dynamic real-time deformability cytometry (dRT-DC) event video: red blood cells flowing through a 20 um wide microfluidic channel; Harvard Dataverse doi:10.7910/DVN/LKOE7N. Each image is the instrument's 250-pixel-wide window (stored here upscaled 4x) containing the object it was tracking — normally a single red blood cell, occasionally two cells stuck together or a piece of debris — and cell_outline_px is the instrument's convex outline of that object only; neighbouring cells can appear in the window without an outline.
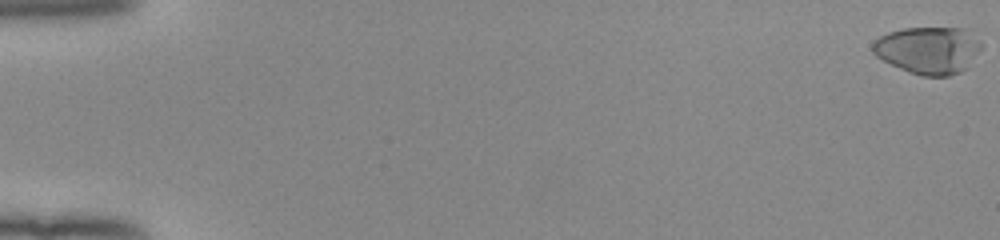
{"species": "human", "species_latin": "Homo sapiens", "temperature_condition": "room temperature", "stored_images_in_passage": 54, "camera_frame_rate_fps": 3000, "um_per_image_px": 0.085, "donor": {"sex": "female"}, "frame": {"image": 1, "passage_image": 1, "time_ms": 0.0, "image_size_px": [1000, 240], "cell_outline_px": [[984, 48], [968, 68], [960, 72], [948, 76], [920, 76], [908, 72], [876, 56], [872, 52], [872, 44], [880, 36], [888, 32], [904, 28], [972, 28], [984, 44]], "centroid_in_image_um": [79.02, 4.25], "position_along_channel_um": 6.0, "area_um2": 30.69}}
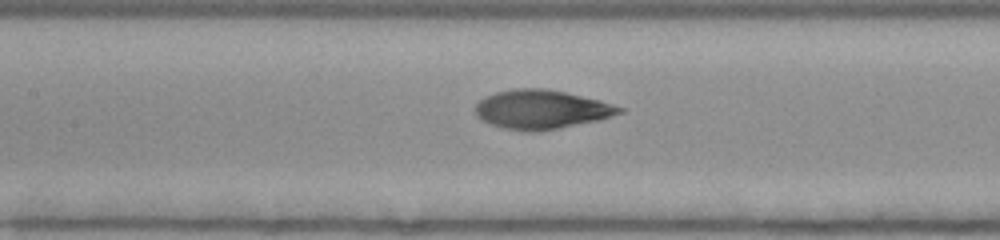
{"frame": {"image": 2, "passage_image": 27, "time_ms": 8.667, "image_size_px": [1000, 240], "cell_outline_px": [[624, 112], [600, 120], [536, 132], [524, 132], [504, 128], [488, 124], [480, 120], [476, 116], [476, 104], [484, 96], [496, 92], [512, 88], [544, 88], [564, 92], [600, 100], [624, 108]], "centroid_in_image_um": [45.99, 9.31], "position_along_channel_um": 161.4, "area_um2": 32.95}}
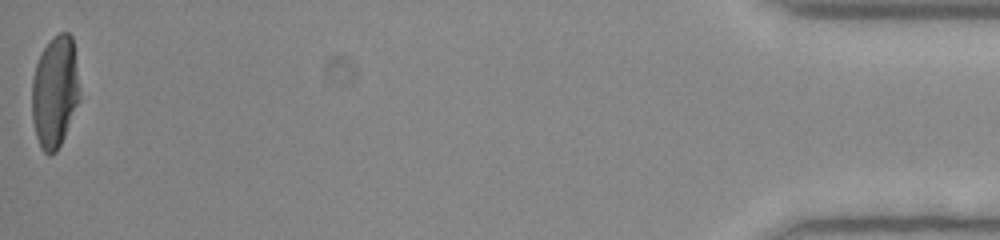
{"frame": {"image": 3, "passage_image": 54, "time_ms": 17.667, "image_size_px": [1000, 240], "cell_outline_px": [[80, 100], [64, 136], [56, 152], [48, 156], [40, 148], [36, 136], [32, 120], [32, 80], [36, 64], [40, 52], [52, 36], [60, 32], [68, 32], [72, 36], [80, 92]], "centroid_in_image_um": [4.65, 7.8], "position_along_channel_um": 430.5, "area_um2": 31.39}, "authors_computed_cell_mechanics": {"area_um2": 31.6744, "velocity_mm_per_s": 3.9837, "shape_relaxation_time_tau1_ms": 4.1823, "shape_relaxation_time_tau2_ms": 1.0468, "deformation_change_tau1": 0.2272, "deformation_change_tau2": 0.0588}}